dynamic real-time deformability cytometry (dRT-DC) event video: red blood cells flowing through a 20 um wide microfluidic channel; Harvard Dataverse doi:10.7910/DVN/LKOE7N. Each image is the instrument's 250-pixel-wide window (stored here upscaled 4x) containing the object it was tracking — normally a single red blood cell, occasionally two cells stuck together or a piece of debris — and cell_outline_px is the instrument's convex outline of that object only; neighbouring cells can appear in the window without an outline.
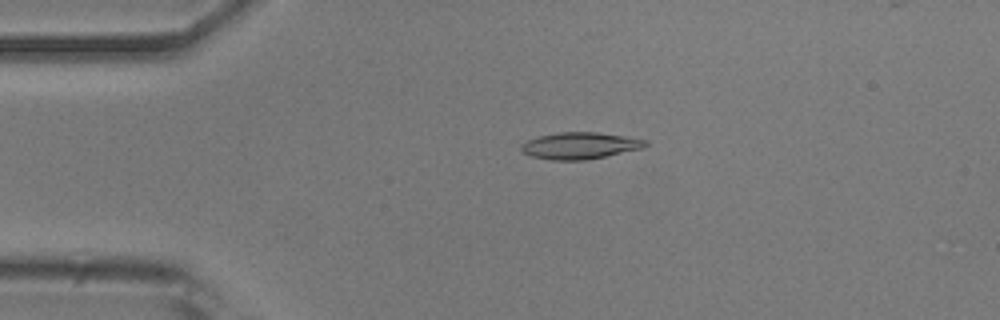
{"species": "common noctule bat (a hibernating species)", "species_latin": "Nyctalus noctula", "temperature_condition": "room temperature", "stored_images_in_passage": 40, "camera_frame_rate_fps": 3000, "um_per_image_px": 0.085, "animal": {"sex": "male", "body_mass_g": 20.5, "forearm_length_mm": 52.5}, "frame": {"image": 1, "passage_image": 10, "time_ms": 3.0, "image_size_px": [1000, 320], "cell_outline_px": [[648, 144], [644, 148], [588, 160], [552, 160], [532, 156], [524, 152], [520, 148], [520, 144], [528, 140], [540, 136], [560, 132], [596, 132], [624, 136], [648, 140]], "centroid_in_image_um": [49.33, 12.38], "position_along_channel_um": 35.7, "area_um2": 19.31}}
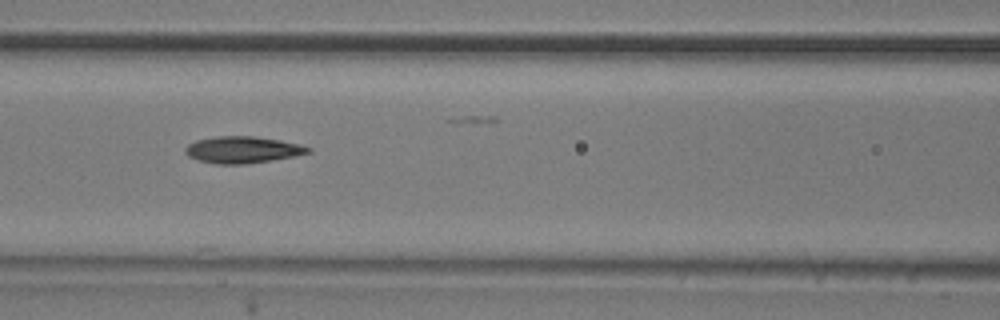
{"frame": {"image": 2, "passage_image": 21, "time_ms": 6.667, "image_size_px": [1000, 320], "cell_outline_px": [[312, 152], [292, 156], [244, 164], [216, 164], [200, 160], [188, 156], [184, 152], [184, 148], [188, 144], [196, 140], [216, 136], [252, 136], [280, 140], [300, 144], [312, 148]], "centroid_in_image_um": [20.6, 12.72], "position_along_channel_um": 146.0, "area_um2": 18.96}}
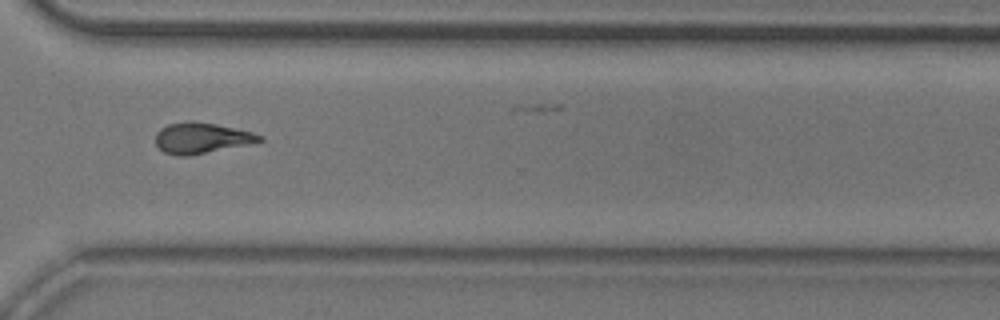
{"frame": {"image": 3, "passage_image": 37, "time_ms": 12.0, "image_size_px": [1000, 320], "cell_outline_px": [[264, 140], [248, 144], [188, 156], [176, 156], [164, 152], [156, 144], [156, 132], [160, 128], [168, 124], [188, 120], [192, 120], [216, 124], [252, 132], [264, 136]], "centroid_in_image_um": [17.1, 11.72], "position_along_channel_um": 353.5, "area_um2": 18.67}}